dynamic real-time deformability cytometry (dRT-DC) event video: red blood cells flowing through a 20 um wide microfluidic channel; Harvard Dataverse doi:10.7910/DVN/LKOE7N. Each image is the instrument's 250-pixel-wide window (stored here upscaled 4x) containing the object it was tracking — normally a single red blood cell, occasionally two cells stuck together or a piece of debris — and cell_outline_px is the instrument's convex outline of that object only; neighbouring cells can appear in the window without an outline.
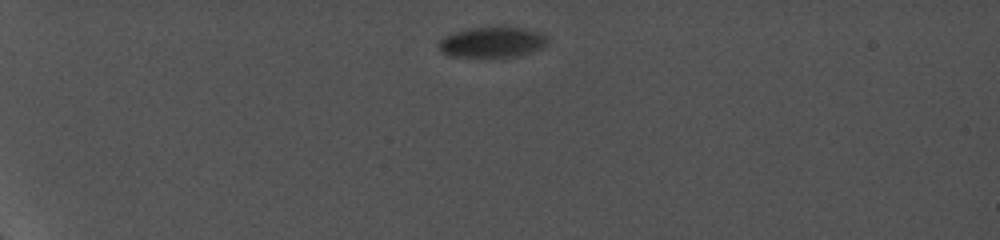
{"species": "common noctule bat (a hibernating species)", "species_latin": "Nyctalus noctula", "temperature_condition": "cold", "stored_images_in_passage": 23, "camera_frame_rate_fps": 5000, "um_per_image_px": 0.085, "animal": {"sex": "female", "body_mass_g": 19.0, "forearm_length_mm": 56.7}, "frame": {"image": 1, "passage_image": 1, "time_ms": 0.0, "image_size_px": [1000, 240], "cell_outline_px": [[548, 44], [544, 48], [532, 52], [516, 56], [448, 56], [440, 52], [440, 40], [444, 36], [452, 32], [468, 28], [520, 28], [540, 32], [548, 36]], "centroid_in_image_um": [41.86, 3.59], "position_along_channel_um": 43.1, "area_um2": 19.19}}
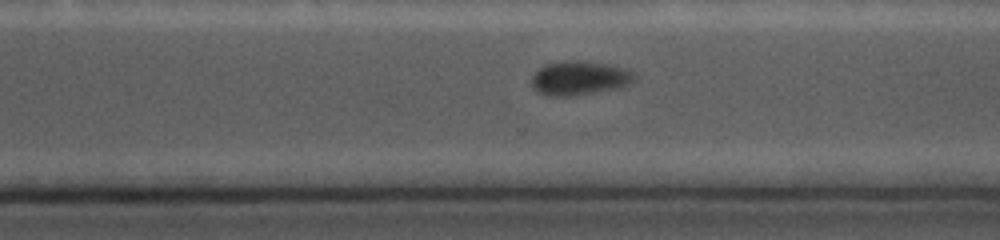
{"frame": {"image": 2, "passage_image": 17, "time_ms": 9.6, "image_size_px": [1000, 240], "cell_outline_px": [[636, 80], [624, 88], [564, 96], [548, 96], [536, 92], [532, 88], [532, 76], [540, 68], [548, 64], [564, 60], [580, 60], [604, 64], [624, 68], [636, 72]], "centroid_in_image_um": [49.29, 6.64], "position_along_channel_um": 321.3, "area_um2": 20.58}}
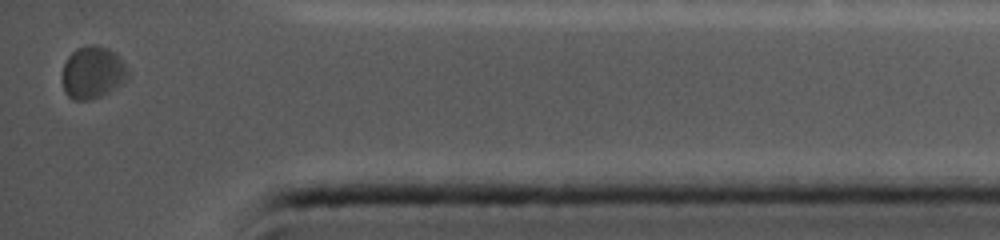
{"frame": {"image": 3, "passage_image": 23, "time_ms": 12.6, "image_size_px": [1000, 240], "cell_outline_px": [[128, 80], [108, 92], [100, 96], [88, 100], [76, 100], [68, 96], [64, 92], [60, 76], [64, 64], [68, 56], [76, 48], [88, 44], [92, 44], [108, 48], [128, 68]], "centroid_in_image_um": [7.83, 6.17], "position_along_channel_um": 427.4, "area_um2": 20.11}}